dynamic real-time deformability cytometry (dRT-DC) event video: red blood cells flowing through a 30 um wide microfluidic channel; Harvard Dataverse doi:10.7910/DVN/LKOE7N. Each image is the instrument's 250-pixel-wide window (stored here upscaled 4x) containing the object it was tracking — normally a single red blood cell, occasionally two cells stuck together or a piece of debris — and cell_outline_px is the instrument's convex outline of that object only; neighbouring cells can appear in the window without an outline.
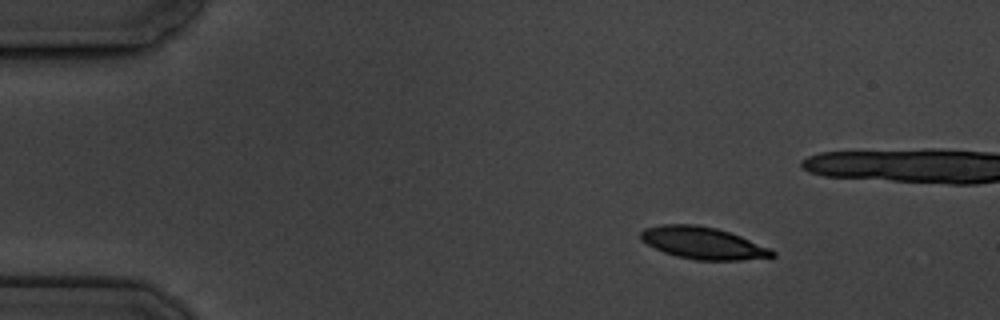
{"species": "common noctule bat (a hibernating species)", "species_latin": "Nyctalus noctula", "temperature_condition": "cold", "stored_images_in_passage": 11, "camera_frame_rate_fps": 3000, "um_per_image_px": 0.085, "animal": {"sex": "male", "body_mass_g": 19.5, "forearm_length_mm": 54.6}, "frame": {"image": 1, "passage_image": 1, "time_ms": 0.0, "image_size_px": [1000, 320], "cell_outline_px": [[776, 256], [740, 260], [696, 260], [676, 256], [664, 252], [640, 240], [640, 232], [644, 228], [664, 224], [696, 224], [716, 228], [740, 236], [768, 248], [776, 252]], "centroid_in_image_um": [59.71, 20.65], "position_along_channel_um": 25.3, "area_um2": 24.33}}
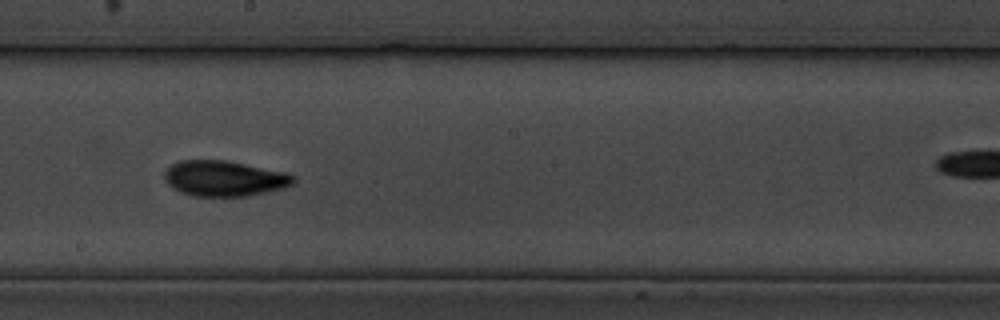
{"frame": {"image": 2, "passage_image": 8, "time_ms": 8.0, "image_size_px": [1000, 320], "cell_outline_px": [[296, 180], [292, 184], [284, 188], [268, 192], [248, 196], [192, 196], [180, 192], [172, 188], [164, 180], [164, 172], [172, 164], [180, 160], [228, 160], [288, 172]], "centroid_in_image_um": [19.07, 15.16], "position_along_channel_um": 229.1, "area_um2": 27.05}}
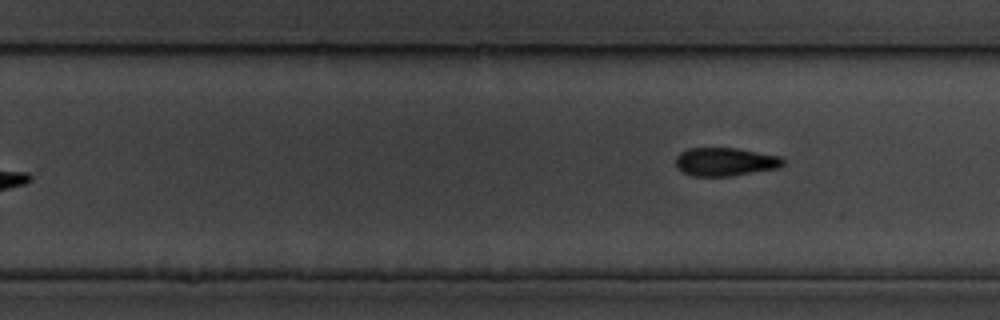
{"frame": {"image": 3, "passage_image": 10, "time_ms": 11.0, "image_size_px": [1000, 320], "cell_outline_px": [[784, 164], [780, 168], [728, 176], [692, 176], [680, 172], [676, 168], [676, 156], [680, 152], [688, 148], [736, 148], [784, 156]], "centroid_in_image_um": [61.65, 13.75], "position_along_channel_um": 268.2, "area_um2": 18.03}}